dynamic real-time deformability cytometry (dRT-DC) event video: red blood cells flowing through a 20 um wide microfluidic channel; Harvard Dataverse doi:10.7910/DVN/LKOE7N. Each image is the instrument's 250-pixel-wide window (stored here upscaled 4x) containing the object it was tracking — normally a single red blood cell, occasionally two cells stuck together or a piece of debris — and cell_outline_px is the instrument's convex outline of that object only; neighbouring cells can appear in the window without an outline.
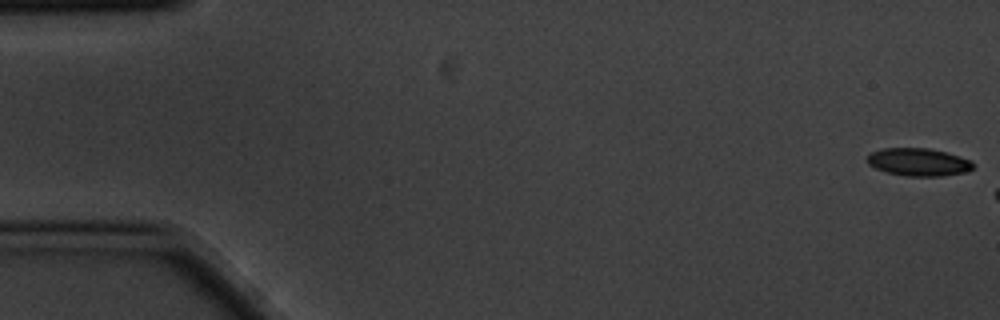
{"species": "common noctule bat (a hibernating species)", "species_latin": "Nyctalus noctula", "temperature_condition": "cold", "stored_images_in_passage": 3, "camera_frame_rate_fps": 3000, "um_per_image_px": 0.085, "animal": {"sex": "male", "body_mass_g": 20.1, "forearm_length_mm": 53.5}, "frame": {"image": 1, "passage_image": 1, "time_ms": 0.0, "image_size_px": [1000, 320], "cell_outline_px": [[976, 164], [972, 168], [964, 172], [944, 176], [908, 176], [888, 172], [876, 168], [868, 164], [868, 156], [872, 152], [884, 148], [928, 148], [960, 156], [972, 160]], "centroid_in_image_um": [78.11, 13.77], "position_along_channel_um": 6.9, "area_um2": 16.99}}